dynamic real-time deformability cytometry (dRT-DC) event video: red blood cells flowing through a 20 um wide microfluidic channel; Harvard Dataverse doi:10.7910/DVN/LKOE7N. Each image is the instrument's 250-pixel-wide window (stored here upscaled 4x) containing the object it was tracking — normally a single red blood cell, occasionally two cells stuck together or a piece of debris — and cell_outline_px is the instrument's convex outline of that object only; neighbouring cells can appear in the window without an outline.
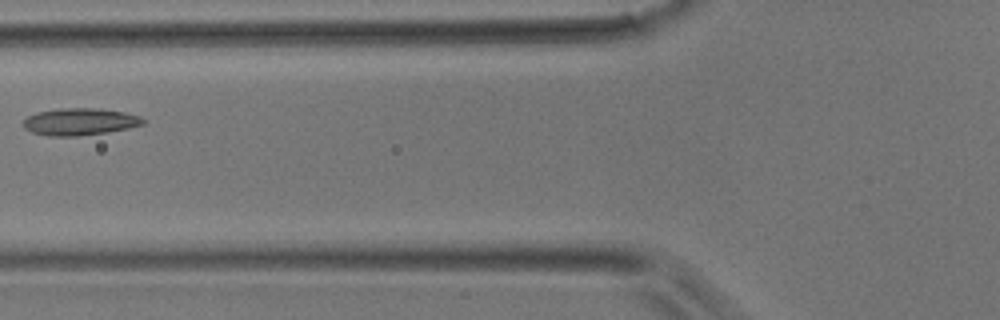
{"species": "common noctule bat (a hibernating species)", "species_latin": "Nyctalus noctula", "temperature_condition": "room temperature", "stored_images_in_passage": 4, "camera_frame_rate_fps": 3000, "um_per_image_px": 0.085, "animal": {"sex": "male", "body_mass_g": 17.9}, "frame": {"image": 1, "passage_image": 4, "time_ms": 1.0, "image_size_px": [1000, 320], "cell_outline_px": [[148, 120], [144, 124], [128, 128], [108, 132], [80, 136], [48, 136], [32, 132], [24, 128], [24, 120], [28, 116], [36, 112], [60, 108], [92, 108], [124, 112], [140, 116]], "centroid_in_image_um": [6.8, 10.35], "position_along_channel_um": 119.0, "area_um2": 18.96}}